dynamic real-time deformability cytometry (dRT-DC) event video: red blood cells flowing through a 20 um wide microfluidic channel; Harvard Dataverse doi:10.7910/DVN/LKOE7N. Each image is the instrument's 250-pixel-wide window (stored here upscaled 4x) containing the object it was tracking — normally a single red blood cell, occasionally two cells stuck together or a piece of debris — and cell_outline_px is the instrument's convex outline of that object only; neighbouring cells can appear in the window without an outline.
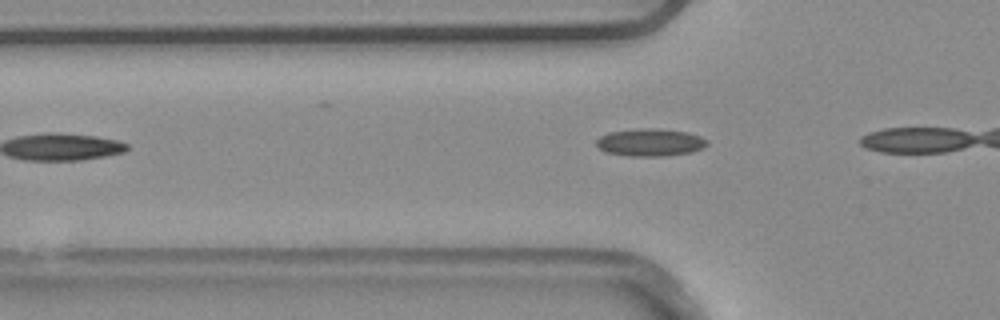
{"species": "common noctule bat (a hibernating species)", "species_latin": "Nyctalus noctula", "temperature_condition": "warm", "stored_images_in_passage": 5, "camera_frame_rate_fps": 3000, "um_per_image_px": 0.085, "animal": {"sex": "male", "body_mass_g": 20.4}, "frame": {"image": 1, "passage_image": 4, "time_ms": 1.0, "image_size_px": [1000, 320], "cell_outline_px": [[708, 144], [704, 148], [692, 152], [664, 156], [632, 156], [604, 152], [596, 144], [596, 140], [600, 136], [608, 132], [648, 128], [656, 128], [688, 132], [700, 136], [708, 140]], "centroid_in_image_um": [55.29, 12.11], "position_along_channel_um": 70.5, "area_um2": 17.8}}